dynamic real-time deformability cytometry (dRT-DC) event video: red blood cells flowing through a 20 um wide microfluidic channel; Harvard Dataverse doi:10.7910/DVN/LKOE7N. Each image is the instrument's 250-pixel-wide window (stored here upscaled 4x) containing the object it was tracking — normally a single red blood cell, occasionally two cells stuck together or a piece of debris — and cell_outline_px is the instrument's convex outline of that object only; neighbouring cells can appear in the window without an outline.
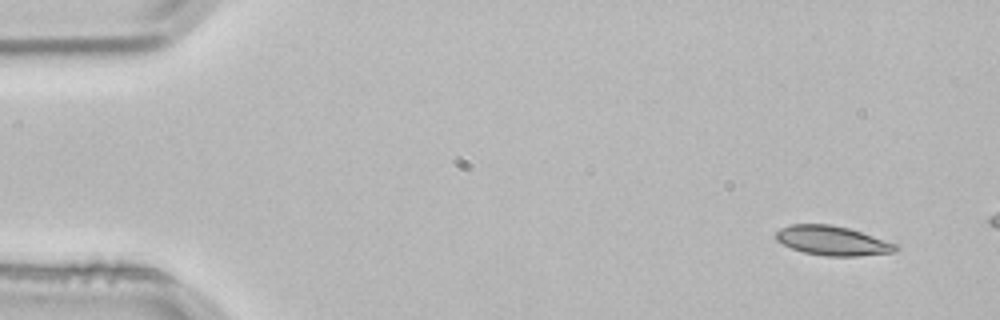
{"species": "common noctule bat (a hibernating species)", "species_latin": "Nyctalus noctula", "temperature_condition": "room temperature", "stored_images_in_passage": 3, "camera_frame_rate_fps": 3000, "um_per_image_px": 0.085, "animal": {"sex": "male", "body_mass_g": 21.5, "forearm_length_mm": 52.0}, "frame": {"image": 1, "passage_image": 1, "time_ms": 0.0, "image_size_px": [1000, 320], "cell_outline_px": [[900, 248], [896, 252], [860, 256], [824, 256], [804, 252], [792, 248], [776, 240], [776, 232], [780, 228], [792, 224], [832, 224], [848, 228], [900, 244]], "centroid_in_image_um": [70.82, 20.46], "position_along_channel_um": 14.2, "area_um2": 20.69}}